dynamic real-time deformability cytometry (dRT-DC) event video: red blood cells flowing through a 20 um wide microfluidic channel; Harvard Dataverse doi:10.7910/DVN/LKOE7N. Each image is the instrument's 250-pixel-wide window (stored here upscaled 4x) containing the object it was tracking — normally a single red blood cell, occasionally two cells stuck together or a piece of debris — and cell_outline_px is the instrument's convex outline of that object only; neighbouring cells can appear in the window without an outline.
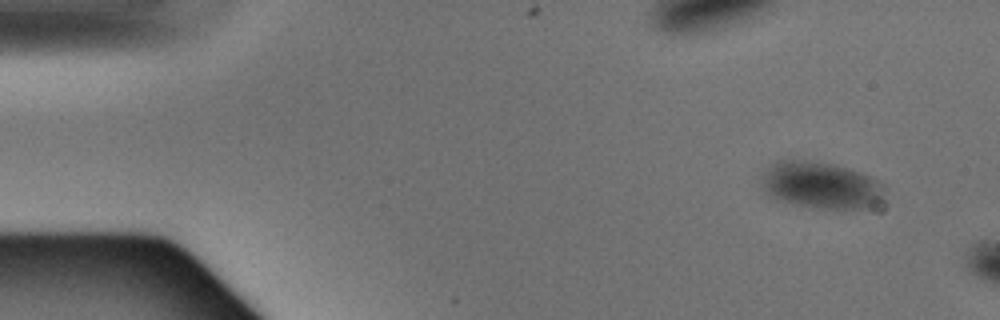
{"species": "Egyptian fruit bat (a non-hibernating species)", "species_latin": "Rousettus aegyptiacus", "temperature_condition": "warm", "stored_images_in_passage": 2, "segment_of_instrument_passage": [2, 2], "camera_frame_rate_fps": 3000, "um_per_image_px": 0.085, "animal": {"sex": "male"}, "frame": {"image": 1, "passage_image": 2, "time_ms": 0.333, "image_size_px": [1000, 320], "cell_outline_px": [[884, 188], [876, 208], [816, 208], [784, 200], [772, 196], [764, 188], [764, 172], [768, 164], [780, 160], [808, 160], [828, 164], [860, 172], [872, 176], [884, 184]], "centroid_in_image_um": [69.84, 15.73], "position_along_channel_um": 15.2, "area_um2": 32.83}}